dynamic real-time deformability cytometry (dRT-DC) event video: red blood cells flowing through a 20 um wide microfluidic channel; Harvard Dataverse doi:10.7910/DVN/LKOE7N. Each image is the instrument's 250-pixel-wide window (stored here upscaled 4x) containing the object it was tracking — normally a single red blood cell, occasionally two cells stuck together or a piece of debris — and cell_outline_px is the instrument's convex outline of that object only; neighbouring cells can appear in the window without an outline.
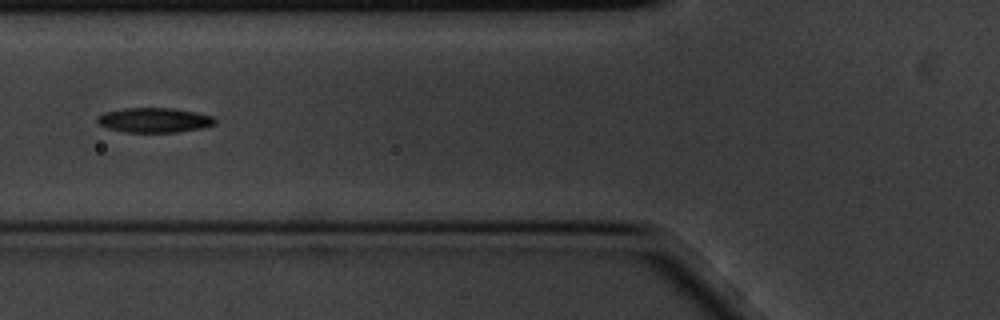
{"species": "common noctule bat (a hibernating species)", "species_latin": "Nyctalus noctula", "temperature_condition": "cold", "stored_images_in_passage": 6, "camera_frame_rate_fps": 3000, "um_per_image_px": 0.085, "animal": {"sex": "male", "body_mass_g": 20.1, "forearm_length_mm": 53.5}, "frame": {"image": 1, "passage_image": 6, "time_ms": 1.667, "image_size_px": [1000, 320], "cell_outline_px": [[216, 124], [200, 128], [176, 132], [124, 132], [108, 128], [100, 124], [96, 120], [96, 116], [104, 112], [124, 108], [172, 108], [196, 112], [212, 116], [216, 120]], "centroid_in_image_um": [13.09, 10.2], "position_along_channel_um": 112.7, "area_um2": 16.94}}